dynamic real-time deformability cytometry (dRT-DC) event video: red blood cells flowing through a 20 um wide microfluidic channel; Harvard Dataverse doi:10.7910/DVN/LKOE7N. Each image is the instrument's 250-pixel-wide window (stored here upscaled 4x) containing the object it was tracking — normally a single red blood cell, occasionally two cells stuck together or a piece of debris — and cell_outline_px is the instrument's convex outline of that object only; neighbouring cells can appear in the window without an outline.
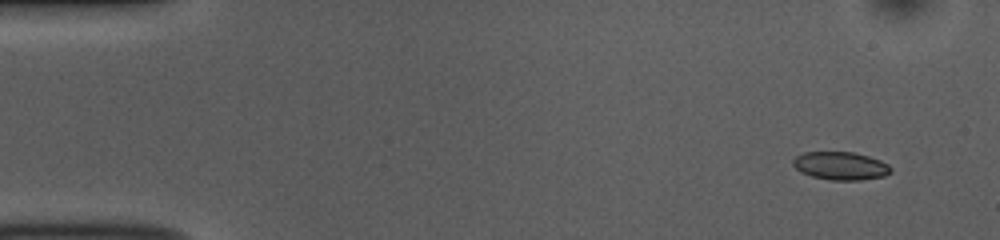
{"species": "common noctule bat (a hibernating species)", "species_latin": "Nyctalus noctula", "temperature_condition": "room temperature", "stored_images_in_passage": 49, "camera_frame_rate_fps": 3000, "um_per_image_px": 0.085, "animal": {"sex": "female", "body_mass_g": 10.0, "forearm_length_mm": 53.1}, "frame": {"image": 1, "passage_image": 1, "time_ms": 0.0, "image_size_px": [1000, 240], "cell_outline_px": [[892, 172], [884, 176], [860, 180], [828, 180], [812, 176], [800, 172], [792, 164], [792, 160], [796, 156], [804, 152], [852, 152], [868, 156], [880, 160], [888, 164], [892, 168]], "centroid_in_image_um": [71.45, 14.1], "position_along_channel_um": 13.6, "area_um2": 16.07}}
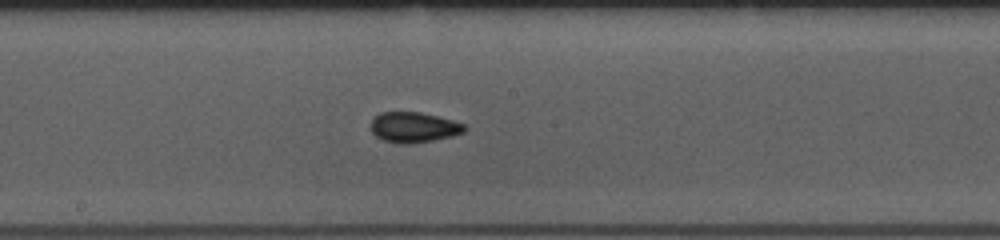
{"frame": {"image": 2, "passage_image": 25, "time_ms": 8.0, "image_size_px": [1000, 240], "cell_outline_px": [[468, 128], [464, 132], [452, 136], [412, 144], [396, 144], [384, 140], [376, 136], [372, 132], [372, 120], [380, 112], [420, 112], [452, 120], [464, 124]], "centroid_in_image_um": [35.18, 10.83], "position_along_channel_um": 213.0, "area_um2": 16.53}}
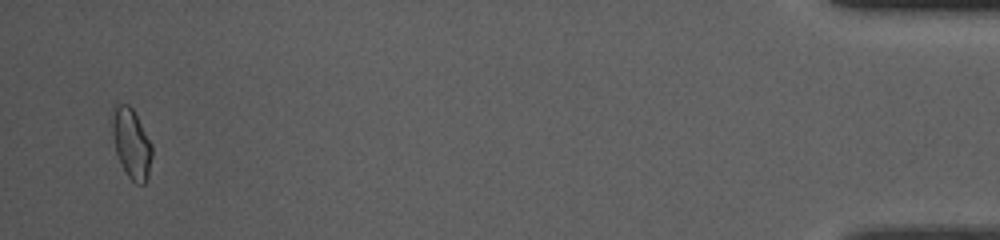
{"frame": {"image": 3, "passage_image": 48, "time_ms": 15.667, "image_size_px": [1000, 240], "cell_outline_px": [[152, 156], [148, 176], [144, 184], [136, 184], [124, 172], [116, 152], [112, 132], [112, 104], [116, 100], [128, 104], [132, 108], [152, 144]], "centroid_in_image_um": [11.14, 12.14], "position_along_channel_um": 424.1, "area_um2": 16.47}, "authors_computed_cell_mechanics": {"area_um2": 16.0684, "velocity_mm_per_s": 3.8356, "shape_relaxation_time_tau1_ms": 4.2012, "shape_relaxation_time_tau2_ms": 1.4566, "deformation_change_tau1": 0.1133, "deformation_change_tau2": 0.0559}}